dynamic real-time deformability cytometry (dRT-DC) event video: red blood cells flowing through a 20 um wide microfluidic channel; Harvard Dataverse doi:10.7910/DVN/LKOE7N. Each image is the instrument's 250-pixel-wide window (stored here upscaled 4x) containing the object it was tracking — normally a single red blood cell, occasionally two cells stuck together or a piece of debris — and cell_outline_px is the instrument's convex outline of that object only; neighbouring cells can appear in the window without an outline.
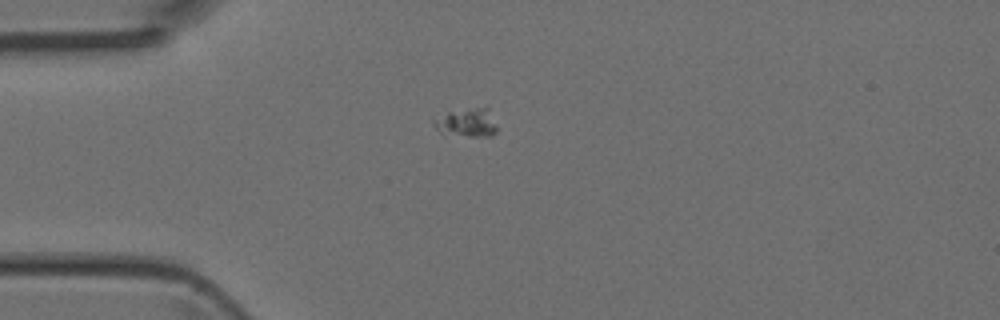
{"species": "Egyptian fruit bat (a non-hibernating species)", "species_latin": "Rousettus aegyptiacus", "temperature_condition": "room temperature", "stored_images_in_passage": 2, "camera_frame_rate_fps": 3000, "um_per_image_px": 0.085, "animal": {"sex": "female"}, "frame": {"image": 1, "passage_image": 2, "time_ms": 0.333, "image_size_px": [1000, 320], "cell_outline_px": [[496, 132], [492, 136], [468, 136], [440, 132], [432, 124], [432, 116], [448, 112], [476, 108], [488, 108], [496, 124]], "centroid_in_image_um": [39.63, 10.42], "position_along_channel_um": 45.4, "area_um2": 10.46}}